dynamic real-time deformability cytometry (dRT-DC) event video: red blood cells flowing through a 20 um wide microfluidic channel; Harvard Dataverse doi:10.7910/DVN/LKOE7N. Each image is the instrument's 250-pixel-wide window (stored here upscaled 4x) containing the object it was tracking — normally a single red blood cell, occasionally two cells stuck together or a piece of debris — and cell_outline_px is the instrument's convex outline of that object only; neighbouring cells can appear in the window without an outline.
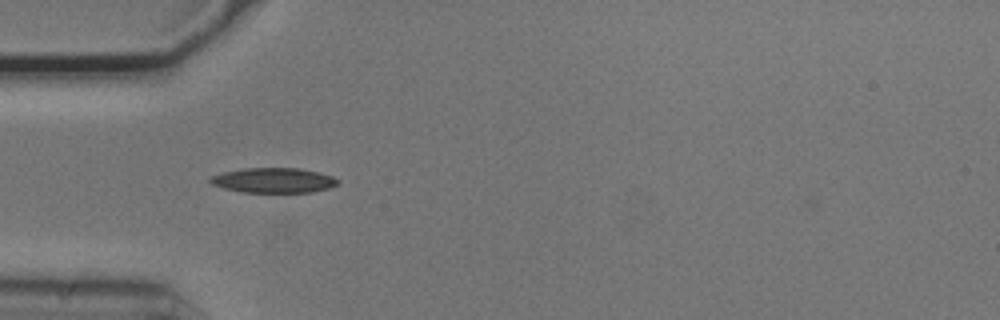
{"species": "common noctule bat (a hibernating species)", "species_latin": "Nyctalus noctula", "temperature_condition": "cold", "stored_images_in_passage": 39, "camera_frame_rate_fps": 3000, "um_per_image_px": 0.085, "animal": {"sex": "male", "body_mass_g": 20.5, "forearm_length_mm": 52.5}, "frame": {"image": 1, "passage_image": 1, "time_ms": 0.0, "image_size_px": [1000, 320], "cell_outline_px": [[340, 180], [336, 184], [328, 188], [312, 192], [244, 192], [224, 188], [212, 184], [208, 180], [212, 176], [224, 172], [244, 168], [300, 168], [332, 176]], "centroid_in_image_um": [23.25, 15.32], "position_along_channel_um": 61.8, "area_um2": 18.32}}
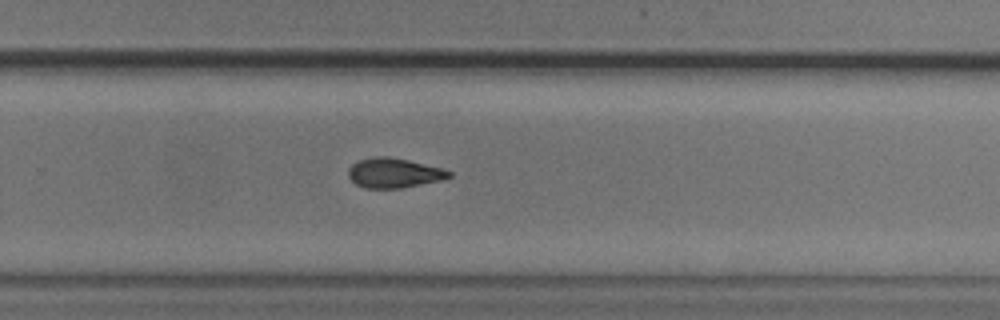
{"frame": {"image": 2, "passage_image": 20, "time_ms": 6.333, "image_size_px": [1000, 320], "cell_outline_px": [[452, 176], [440, 180], [400, 188], [364, 188], [356, 184], [348, 176], [348, 168], [352, 164], [360, 160], [372, 156], [388, 156], [408, 160], [440, 168], [452, 172]], "centroid_in_image_um": [33.44, 14.69], "position_along_channel_um": 296.4, "area_um2": 17.28}}
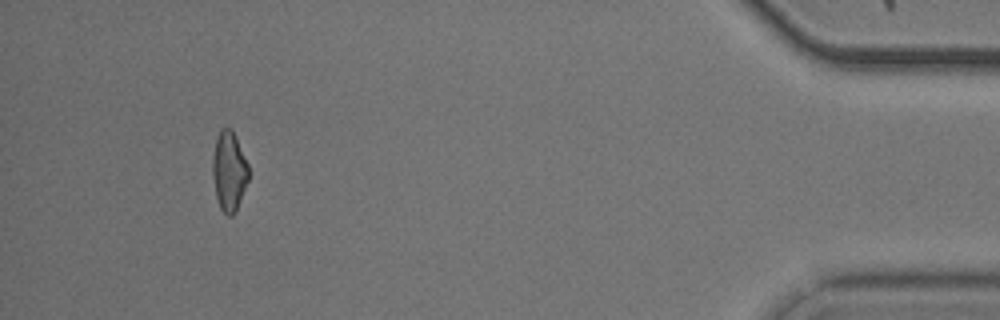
{"frame": {"image": 3, "passage_image": 35, "time_ms": 11.333, "image_size_px": [1000, 320], "cell_outline_px": [[248, 180], [236, 208], [232, 216], [228, 216], [220, 208], [216, 196], [212, 176], [212, 160], [216, 140], [220, 128], [232, 128], [236, 136], [248, 164]], "centroid_in_image_um": [19.46, 14.51], "position_along_channel_um": 415.7, "area_um2": 16.53}, "authors_computed_cell_mechanics": {"area_um2": 17.2822, "velocity_mm_per_s": 3.7253, "shape_relaxation_time_tau1_ms": 5.4715, "shape_relaxation_time_tau2_ms": 4.9564, "deformation_change_tau1": 0.1642, "deformation_change_tau2": 0.1246}}